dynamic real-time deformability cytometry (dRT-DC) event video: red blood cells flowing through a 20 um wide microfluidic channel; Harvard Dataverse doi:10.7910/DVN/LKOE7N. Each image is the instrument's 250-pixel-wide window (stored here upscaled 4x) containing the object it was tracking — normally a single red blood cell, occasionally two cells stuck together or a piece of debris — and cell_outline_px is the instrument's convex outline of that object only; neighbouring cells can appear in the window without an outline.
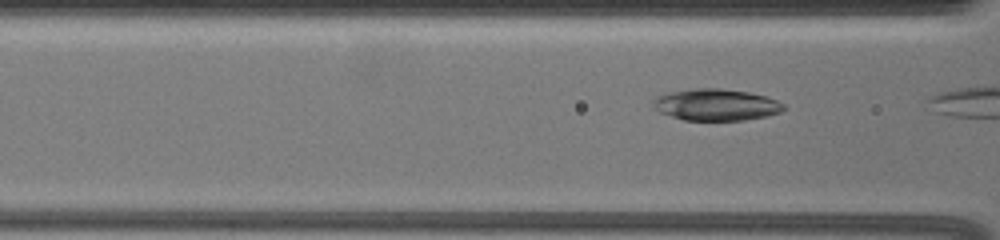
{"species": "common noctule bat (a hibernating species)", "species_latin": "Nyctalus noctula", "temperature_condition": "warm", "stored_images_in_passage": 21, "camera_frame_rate_fps": 3000, "um_per_image_px": 0.085, "animal": {"sex": "female", "body_mass_g": 19.5, "forearm_length_mm": 54.1}, "frame": {"image": 1, "passage_image": 20, "time_ms": 6.333, "image_size_px": [1000, 240], "cell_outline_px": [[788, 108], [780, 112], [764, 116], [744, 120], [684, 120], [660, 112], [656, 108], [656, 100], [660, 96], [668, 92], [696, 88], [720, 88], [748, 92], [764, 96], [776, 100], [784, 104]], "centroid_in_image_um": [60.93, 8.9], "position_along_channel_um": 105.7, "area_um2": 23.64}}